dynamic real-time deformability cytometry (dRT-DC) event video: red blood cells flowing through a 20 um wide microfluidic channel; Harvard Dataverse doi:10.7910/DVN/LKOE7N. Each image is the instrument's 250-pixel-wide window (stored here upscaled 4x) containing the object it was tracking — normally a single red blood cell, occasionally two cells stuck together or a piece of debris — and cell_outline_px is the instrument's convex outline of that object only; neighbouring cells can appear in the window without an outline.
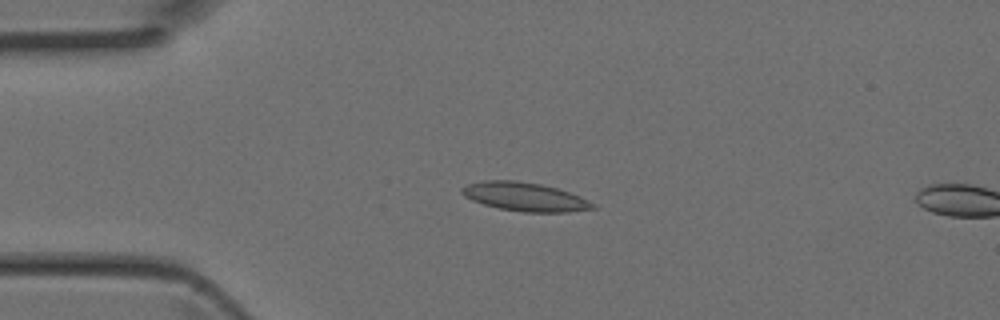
{"species": "Egyptian fruit bat (a non-hibernating species)", "species_latin": "Rousettus aegyptiacus", "temperature_condition": "room temperature", "stored_images_in_passage": 12, "camera_frame_rate_fps": 3000, "um_per_image_px": 0.085, "animal": {"sex": "female"}, "frame": {"image": 1, "passage_image": 10, "time_ms": 3.0, "image_size_px": [1000, 320], "cell_outline_px": [[596, 208], [568, 212], [524, 212], [500, 208], [484, 204], [472, 200], [464, 196], [460, 192], [460, 188], [468, 184], [484, 180], [516, 180], [540, 184], [556, 188], [580, 196], [596, 204]], "centroid_in_image_um": [44.6, 16.72], "position_along_channel_um": 40.4, "area_um2": 21.79}}